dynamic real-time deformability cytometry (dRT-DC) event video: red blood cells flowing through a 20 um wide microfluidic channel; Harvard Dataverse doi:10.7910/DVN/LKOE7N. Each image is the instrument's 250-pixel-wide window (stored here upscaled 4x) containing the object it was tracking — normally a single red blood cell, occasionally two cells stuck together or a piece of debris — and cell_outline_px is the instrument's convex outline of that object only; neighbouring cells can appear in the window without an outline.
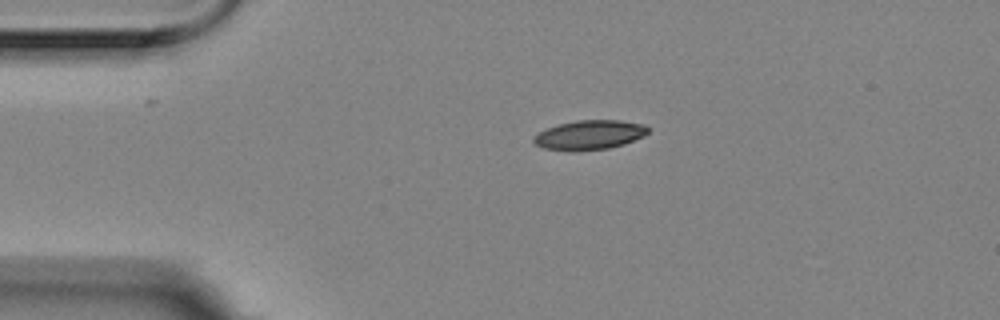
{"species": "Egyptian fruit bat (a non-hibernating species)", "species_latin": "Rousettus aegyptiacus", "temperature_condition": "room temperature", "stored_images_in_passage": 2, "camera_frame_rate_fps": 3000, "um_per_image_px": 0.085, "animal": {"sex": "female"}, "frame": {"image": 1, "passage_image": 1, "time_ms": 0.0, "image_size_px": [1000, 320], "cell_outline_px": [[648, 132], [644, 136], [624, 144], [608, 148], [572, 152], [544, 148], [536, 144], [532, 140], [532, 136], [548, 128], [560, 124], [576, 120], [620, 120], [644, 124], [648, 128]], "centroid_in_image_um": [50.1, 11.47], "position_along_channel_um": 34.9, "area_um2": 19.65}}